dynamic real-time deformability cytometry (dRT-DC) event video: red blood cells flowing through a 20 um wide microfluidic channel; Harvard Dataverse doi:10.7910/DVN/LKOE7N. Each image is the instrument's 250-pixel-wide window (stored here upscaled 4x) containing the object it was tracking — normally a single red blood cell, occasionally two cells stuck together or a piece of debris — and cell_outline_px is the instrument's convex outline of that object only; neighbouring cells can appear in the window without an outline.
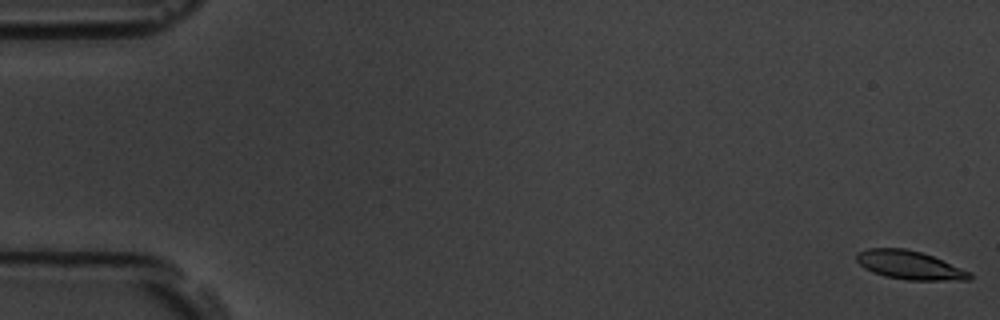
{"species": "common noctule bat (a hibernating species)", "species_latin": "Nyctalus noctula", "temperature_condition": "room temperature", "stored_images_in_passage": 7, "camera_frame_rate_fps": 3000, "um_per_image_px": 0.085, "animal": {"sex": "male", "body_mass_g": 19.5, "forearm_length_mm": 54.6}, "frame": {"image": 1, "passage_image": 1, "time_ms": 0.0, "image_size_px": [1000, 320], "cell_outline_px": [[972, 280], [908, 280], [884, 276], [864, 268], [856, 260], [856, 252], [868, 248], [904, 248], [920, 252], [932, 256], [972, 272]], "centroid_in_image_um": [77.32, 22.53], "position_along_channel_um": 7.7, "area_um2": 18.84}}
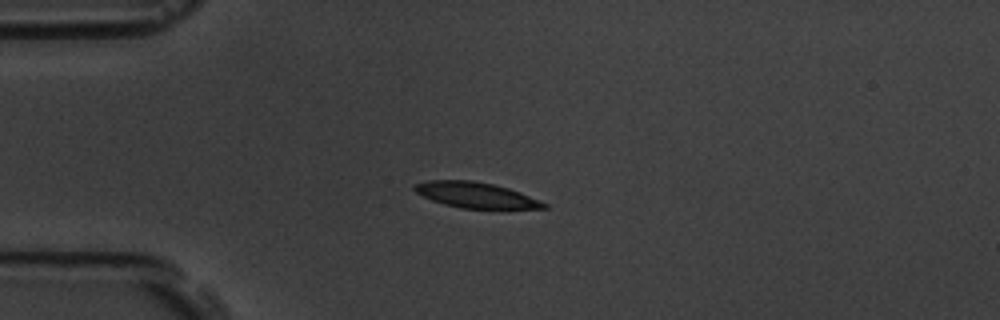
{"frame": {"image": 2, "passage_image": 5, "time_ms": 1.333, "image_size_px": [1000, 320], "cell_outline_px": [[548, 208], [460, 208], [444, 204], [432, 200], [416, 192], [412, 188], [416, 184], [428, 180], [472, 180], [492, 184], [508, 188], [520, 192], [548, 204]], "centroid_in_image_um": [40.43, 16.57], "position_along_channel_um": 44.6, "area_um2": 19.02}}
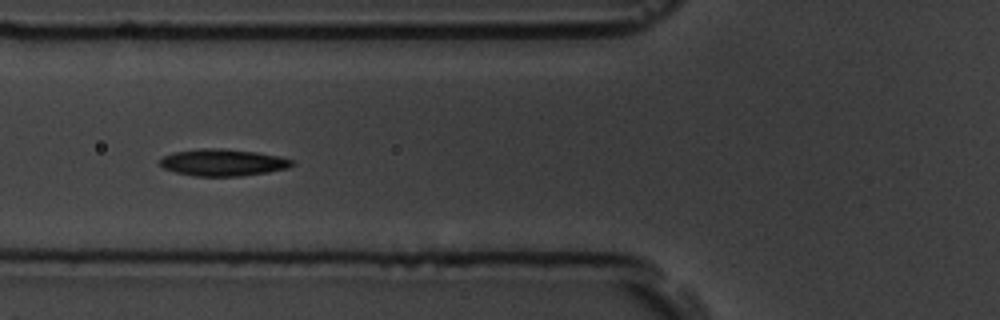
{"frame": {"image": 3, "passage_image": 7, "time_ms": 2.0, "image_size_px": [1000, 320], "cell_outline_px": [[296, 164], [288, 168], [268, 172], [240, 176], [196, 176], [176, 172], [164, 168], [160, 164], [160, 160], [164, 156], [172, 152], [204, 148], [220, 148], [256, 152], [280, 156], [292, 160]], "centroid_in_image_um": [18.97, 13.81], "position_along_channel_um": 106.8, "area_um2": 20.63}}